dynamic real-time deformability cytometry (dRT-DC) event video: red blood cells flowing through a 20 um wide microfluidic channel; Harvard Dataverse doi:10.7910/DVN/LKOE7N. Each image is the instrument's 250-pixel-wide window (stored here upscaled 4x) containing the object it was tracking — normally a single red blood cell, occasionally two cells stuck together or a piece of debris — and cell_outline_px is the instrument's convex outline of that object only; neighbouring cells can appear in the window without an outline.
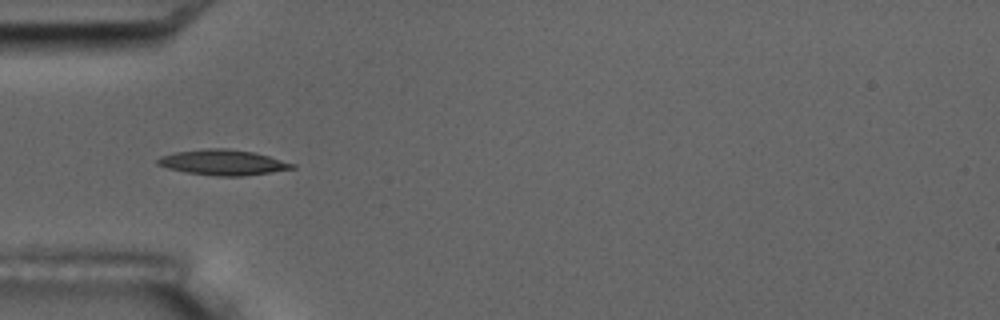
{"species": "common noctule bat (a hibernating species)", "species_latin": "Nyctalus noctula", "temperature_condition": "room temperature", "stored_images_in_passage": 12, "camera_frame_rate_fps": 3000, "um_per_image_px": 0.085, "animal": {"sex": "male", "body_mass_g": 17.5, "forearm_length_mm": 52.3}, "frame": {"image": 1, "passage_image": 6, "time_ms": 6.0, "image_size_px": [1000, 320], "cell_outline_px": [[296, 168], [272, 172], [244, 176], [216, 176], [184, 172], [168, 168], [156, 164], [156, 160], [160, 156], [176, 152], [208, 148], [228, 148], [252, 152], [268, 156], [296, 164]], "centroid_in_image_um": [18.94, 13.81], "position_along_channel_um": 66.1, "area_um2": 19.94}}
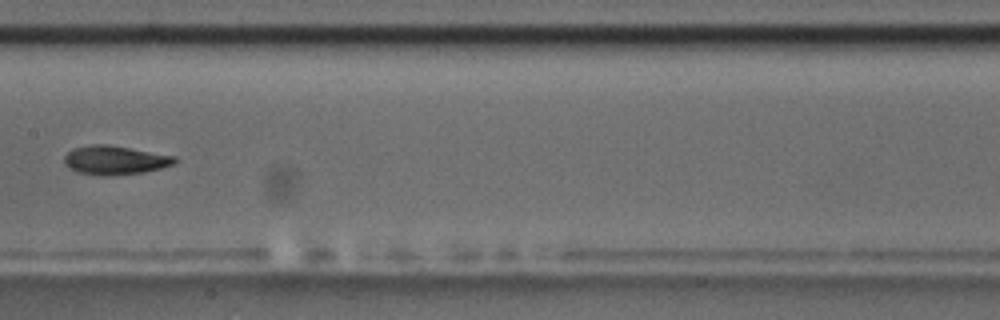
{"frame": {"image": 2, "passage_image": 9, "time_ms": 9.667, "image_size_px": [1000, 320], "cell_outline_px": [[180, 160], [172, 164], [160, 168], [144, 172], [112, 176], [100, 176], [76, 172], [68, 168], [64, 164], [64, 156], [72, 148], [92, 144], [108, 144], [176, 156]], "centroid_in_image_um": [9.74, 13.62], "position_along_channel_um": 197.7, "area_um2": 18.9}}
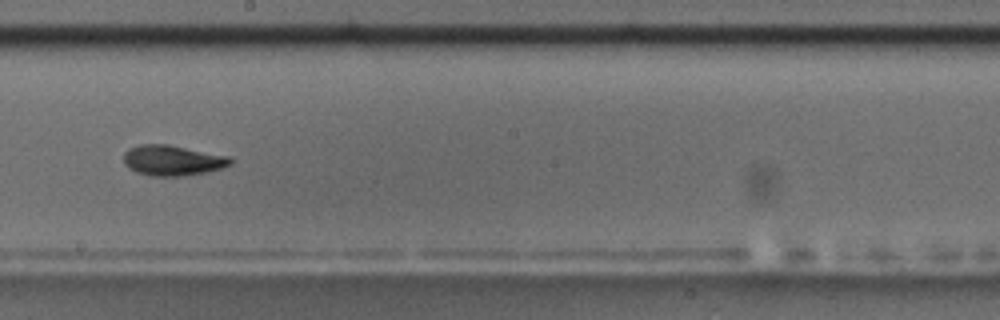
{"frame": {"image": 3, "passage_image": 10, "time_ms": 10.667, "image_size_px": [1000, 320], "cell_outline_px": [[232, 164], [208, 172], [184, 176], [148, 176], [136, 172], [128, 168], [124, 164], [124, 152], [128, 148], [140, 144], [168, 144], [228, 156], [232, 160]], "centroid_in_image_um": [14.63, 13.64], "position_along_channel_um": 233.6, "area_um2": 19.07}}